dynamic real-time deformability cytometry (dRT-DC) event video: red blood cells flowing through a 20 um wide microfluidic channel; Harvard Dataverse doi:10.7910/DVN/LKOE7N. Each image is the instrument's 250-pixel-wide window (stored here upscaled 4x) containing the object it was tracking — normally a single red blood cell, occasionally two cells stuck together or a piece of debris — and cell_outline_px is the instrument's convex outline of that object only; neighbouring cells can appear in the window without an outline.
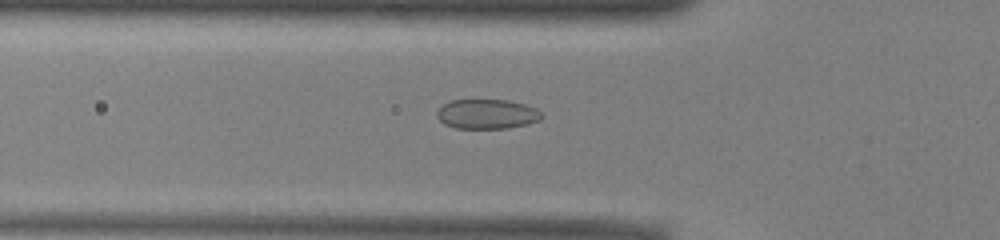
{"species": "common noctule bat (a hibernating species)", "species_latin": "Nyctalus noctula", "temperature_condition": "warm", "stored_images_in_passage": 51, "camera_frame_rate_fps": 3000, "um_per_image_px": 0.085, "animal": {"sex": "male", "body_mass_g": 13.0, "forearm_length_mm": 53.1}, "frame": {"image": 1, "passage_image": 17, "time_ms": 5.333, "image_size_px": [1000, 240], "cell_outline_px": [[544, 116], [540, 120], [528, 124], [508, 128], [456, 128], [444, 124], [436, 116], [436, 112], [444, 104], [452, 100], [508, 100], [524, 104], [536, 108], [544, 112]], "centroid_in_image_um": [41.44, 9.7], "position_along_channel_um": 84.4, "area_um2": 18.21}}
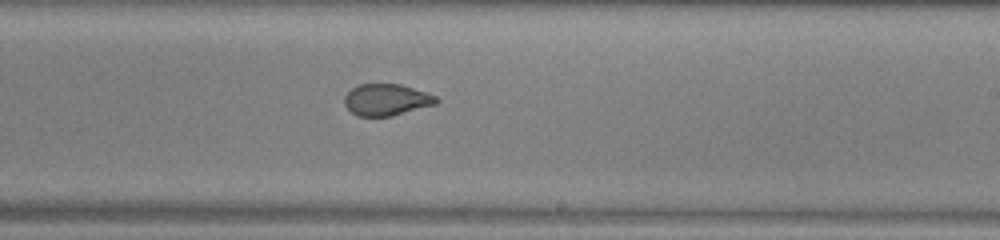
{"frame": {"image": 2, "passage_image": 30, "time_ms": 9.667, "image_size_px": [1000, 240], "cell_outline_px": [[440, 100], [436, 104], [392, 116], [356, 116], [344, 104], [344, 96], [352, 88], [360, 84], [400, 84], [436, 96]], "centroid_in_image_um": [32.84, 8.48], "position_along_channel_um": 256.2, "area_um2": 16.82}}
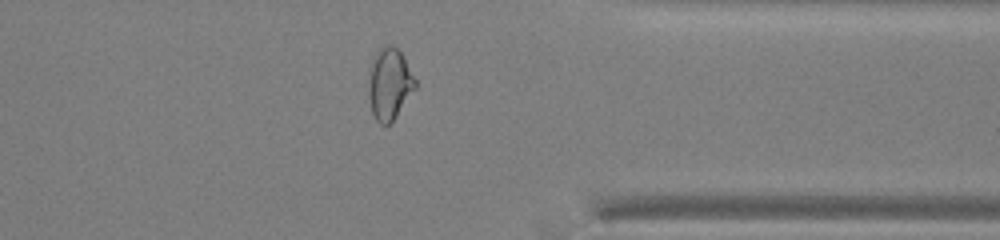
{"frame": {"image": 3, "passage_image": 40, "time_ms": 13.0, "image_size_px": [1000, 240], "cell_outline_px": [[416, 88], [396, 116], [388, 124], [380, 124], [376, 120], [372, 112], [368, 96], [368, 88], [372, 56], [384, 44], [392, 44], [400, 52], [416, 80]], "centroid_in_image_um": [33.09, 7.11], "position_along_channel_um": 378.3, "area_um2": 19.36}, "authors_computed_cell_mechanics": {"area_um2": 19.363, "velocity_mm_per_s": 3.9562, "shape_relaxation_time_tau1_ms": null, "shape_relaxation_time_tau2_ms": 1.0044, "deformation_change_tau1": null, "deformation_change_tau2": 0.0584}}